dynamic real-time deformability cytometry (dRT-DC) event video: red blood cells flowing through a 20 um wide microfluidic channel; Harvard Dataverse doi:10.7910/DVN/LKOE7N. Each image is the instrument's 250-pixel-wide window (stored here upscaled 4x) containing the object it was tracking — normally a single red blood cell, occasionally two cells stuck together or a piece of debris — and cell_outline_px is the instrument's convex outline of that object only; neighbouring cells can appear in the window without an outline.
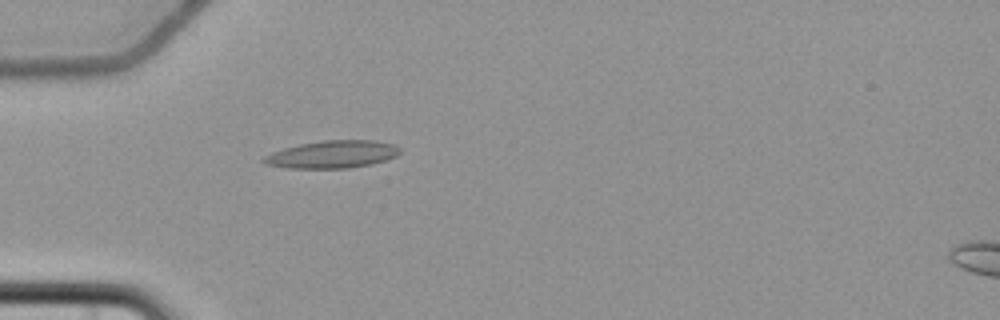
{"species": "common noctule bat (a hibernating species)", "species_latin": "Nyctalus noctula", "temperature_condition": "cold", "stored_images_in_passage": 5, "camera_frame_rate_fps": 3000, "um_per_image_px": 0.085, "animal": {"sex": "female", "body_mass_g": 22.7, "forearm_length_mm": 54.2}, "frame": {"image": 1, "passage_image": 5, "time_ms": 5.0, "image_size_px": [1000, 320], "cell_outline_px": [[400, 152], [396, 156], [372, 164], [348, 168], [284, 168], [264, 164], [260, 160], [264, 156], [272, 152], [284, 148], [300, 144], [324, 140], [376, 140], [392, 144], [400, 148]], "centroid_in_image_um": [28.21, 13.12], "position_along_channel_um": 56.8, "area_um2": 21.91}}